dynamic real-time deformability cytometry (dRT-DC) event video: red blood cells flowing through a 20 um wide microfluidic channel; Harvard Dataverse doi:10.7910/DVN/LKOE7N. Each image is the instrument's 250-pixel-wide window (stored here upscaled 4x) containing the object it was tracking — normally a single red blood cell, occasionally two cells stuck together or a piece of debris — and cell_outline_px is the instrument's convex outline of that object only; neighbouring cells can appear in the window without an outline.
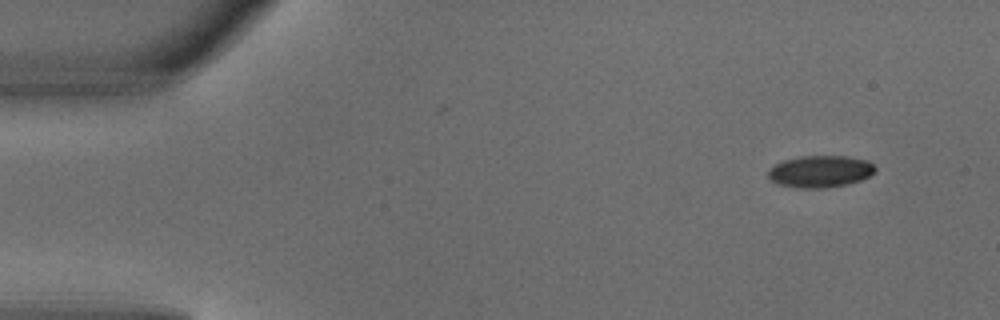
{"species": "common noctule bat (a hibernating species)", "species_latin": "Nyctalus noctula", "temperature_condition": "warm", "stored_images_in_passage": 4, "camera_frame_rate_fps": 3000, "um_per_image_px": 0.085, "animal": {"sex": "male", "body_mass_g": 18.8}, "frame": {"image": 1, "passage_image": 1, "time_ms": 0.0, "image_size_px": [1000, 320], "cell_outline_px": [[876, 172], [860, 180], [848, 184], [824, 188], [796, 188], [776, 184], [768, 176], [768, 168], [784, 160], [800, 156], [848, 156], [868, 160], [876, 168]], "centroid_in_image_um": [69.71, 14.57], "position_along_channel_um": 15.3, "area_um2": 20.06}}
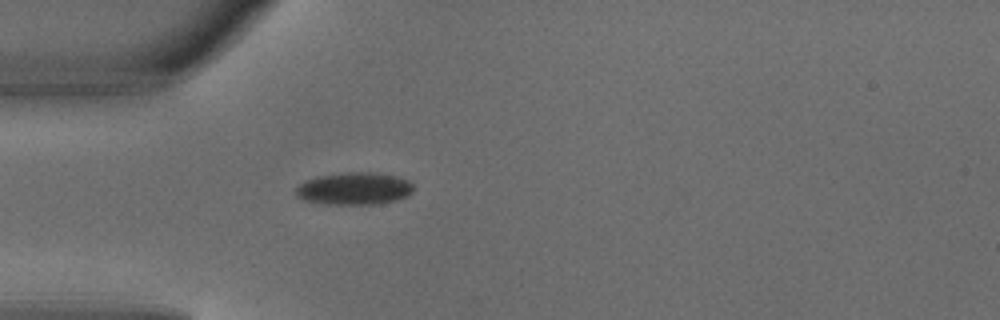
{"frame": {"image": 2, "passage_image": 4, "time_ms": 1.0, "image_size_px": [1000, 320], "cell_outline_px": [[412, 192], [408, 196], [396, 200], [380, 204], [324, 204], [304, 200], [296, 196], [296, 188], [300, 184], [316, 176], [348, 172], [372, 172], [396, 176], [408, 180], [412, 184]], "centroid_in_image_um": [30.12, 16.03], "position_along_channel_um": 54.9, "area_um2": 22.2}}